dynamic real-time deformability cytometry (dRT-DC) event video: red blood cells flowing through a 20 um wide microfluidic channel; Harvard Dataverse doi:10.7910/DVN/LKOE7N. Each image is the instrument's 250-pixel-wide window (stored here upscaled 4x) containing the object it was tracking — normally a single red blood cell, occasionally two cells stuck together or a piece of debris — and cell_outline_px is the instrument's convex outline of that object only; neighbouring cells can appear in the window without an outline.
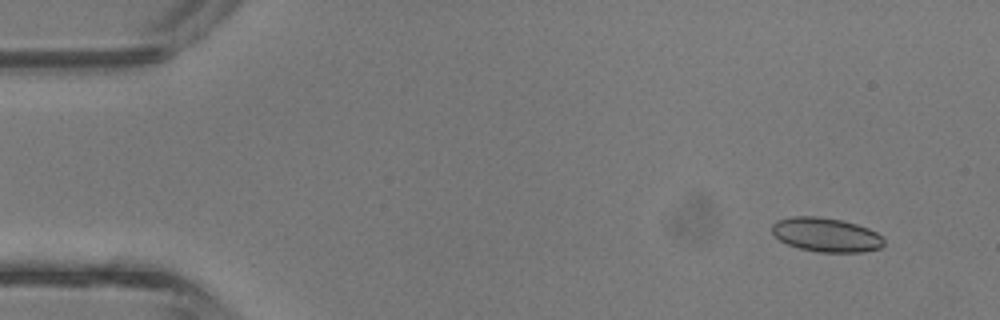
{"species": "common noctule bat (a hibernating species)", "species_latin": "Nyctalus noctula", "temperature_condition": "room temperature", "stored_images_in_passage": 41, "camera_frame_rate_fps": 3000, "um_per_image_px": 0.085, "animal": {"sex": "male", "body_mass_g": 13.3}, "frame": {"image": 1, "passage_image": 2, "time_ms": 0.333, "image_size_px": [1000, 320], "cell_outline_px": [[884, 244], [880, 248], [860, 252], [816, 252], [800, 248], [788, 244], [780, 240], [772, 232], [772, 224], [776, 220], [792, 216], [820, 216], [844, 220], [868, 228], [876, 232], [884, 240]], "centroid_in_image_um": [70.21, 19.94], "position_along_channel_um": 14.8, "area_um2": 22.31}}
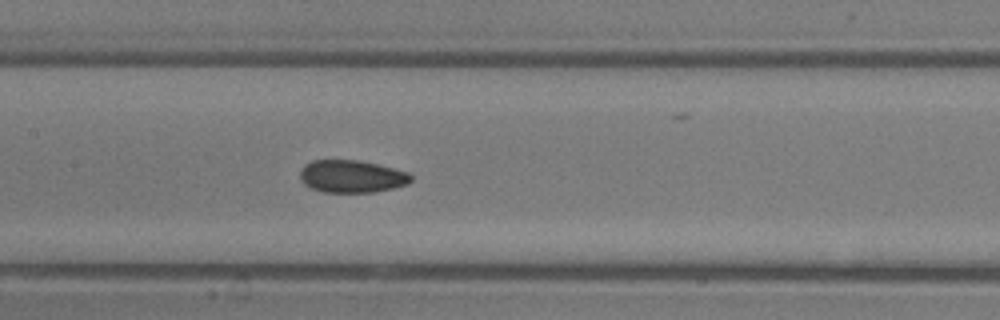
{"frame": {"image": 2, "passage_image": 19, "time_ms": 6.0, "image_size_px": [1000, 320], "cell_outline_px": [[412, 180], [408, 184], [392, 188], [372, 192], [324, 192], [312, 188], [304, 184], [300, 180], [300, 172], [304, 164], [312, 160], [360, 160], [408, 172], [412, 176]], "centroid_in_image_um": [29.88, 14.99], "position_along_channel_um": 177.5, "area_um2": 20.98}}
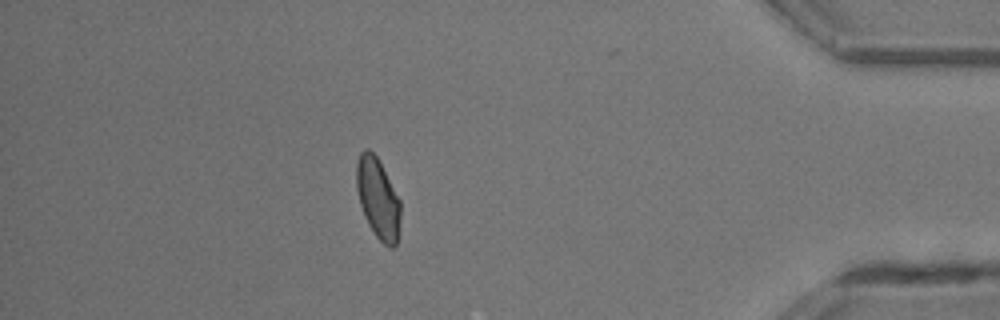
{"frame": {"image": 3, "passage_image": 36, "time_ms": 11.667, "image_size_px": [1000, 320], "cell_outline_px": [[400, 236], [396, 244], [392, 248], [388, 248], [376, 236], [368, 224], [364, 216], [360, 204], [356, 188], [356, 164], [360, 152], [364, 148], [368, 148], [376, 156], [400, 200]], "centroid_in_image_um": [32.12, 16.9], "position_along_channel_um": 403.1, "area_um2": 20.75}, "authors_computed_cell_mechanics": {"area_um2": 21.3282, "velocity_mm_per_s": 4.8187, "shape_relaxation_time_tau1_ms": 9.054, "shape_relaxation_time_tau2_ms": 1.3785, "deformation_change_tau1": 0.1637, "deformation_change_tau2": 0.0596}}